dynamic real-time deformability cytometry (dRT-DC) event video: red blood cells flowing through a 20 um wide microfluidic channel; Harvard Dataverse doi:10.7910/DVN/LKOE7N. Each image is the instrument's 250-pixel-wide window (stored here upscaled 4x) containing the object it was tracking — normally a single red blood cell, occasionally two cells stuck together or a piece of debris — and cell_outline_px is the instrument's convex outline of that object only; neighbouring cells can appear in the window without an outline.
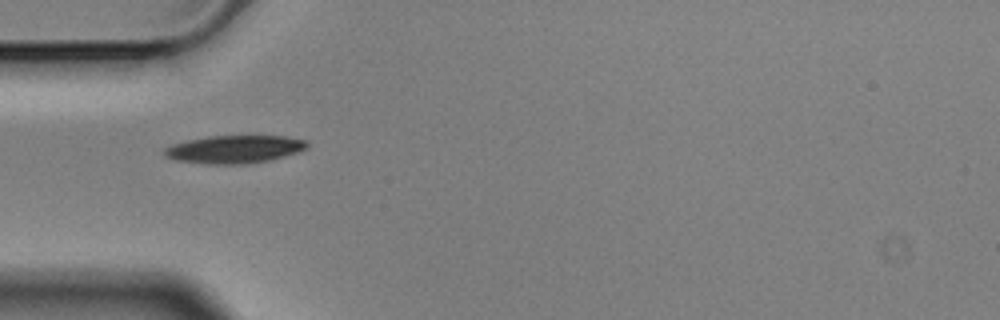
{"species": "Egyptian fruit bat (a non-hibernating species)", "species_latin": "Rousettus aegyptiacus", "temperature_condition": "cold", "stored_images_in_passage": 3, "camera_frame_rate_fps": 3000, "um_per_image_px": 0.085, "animal": {"sex": "male"}, "frame": {"image": 1, "passage_image": 2, "time_ms": 0.333, "image_size_px": [1000, 320], "cell_outline_px": [[308, 148], [300, 152], [268, 160], [248, 164], [204, 164], [176, 160], [164, 156], [164, 148], [172, 144], [188, 140], [208, 136], [288, 136], [308, 140]], "centroid_in_image_um": [19.95, 12.68], "position_along_channel_um": 65.0, "area_um2": 23.41}}
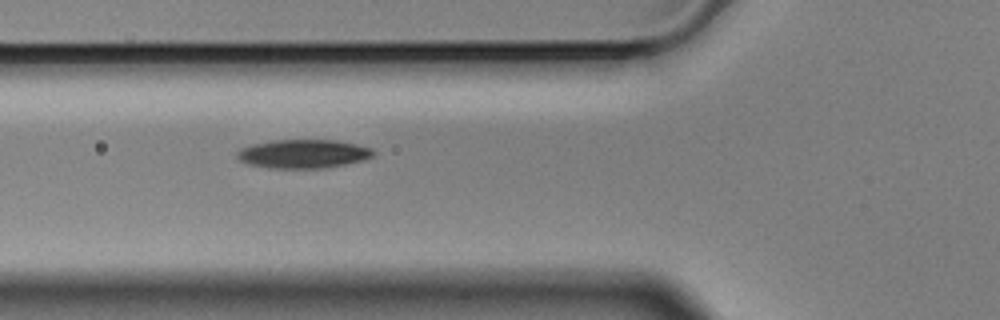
{"frame": {"image": 2, "passage_image": 3, "time_ms": 0.667, "image_size_px": [1000, 320], "cell_outline_px": [[376, 152], [372, 156], [364, 160], [324, 168], [268, 168], [248, 164], [240, 160], [236, 156], [236, 152], [240, 148], [252, 144], [272, 140], [336, 140], [356, 144], [372, 148]], "centroid_in_image_um": [25.76, 13.07], "position_along_channel_um": 100.0, "area_um2": 22.89}}